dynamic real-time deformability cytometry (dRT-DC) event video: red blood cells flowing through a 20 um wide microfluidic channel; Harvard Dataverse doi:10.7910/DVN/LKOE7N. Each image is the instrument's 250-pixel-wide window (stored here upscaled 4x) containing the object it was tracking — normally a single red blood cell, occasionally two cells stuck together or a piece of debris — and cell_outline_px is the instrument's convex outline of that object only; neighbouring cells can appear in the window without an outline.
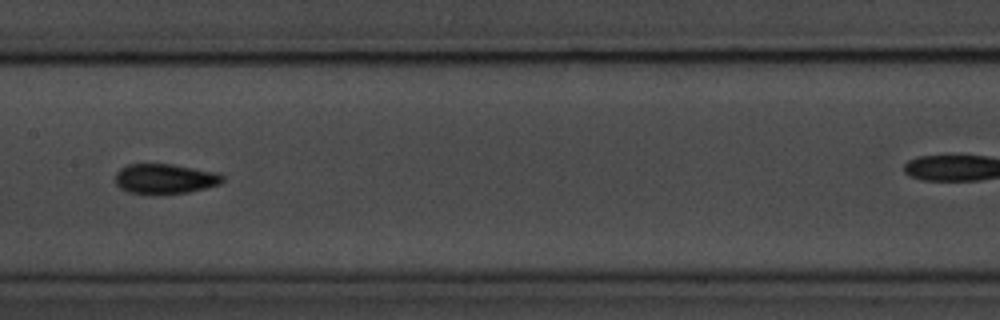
{"species": "common noctule bat (a hibernating species)", "species_latin": "Nyctalus noctula", "temperature_condition": "room temperature", "stored_images_in_passage": 10, "camera_frame_rate_fps": 3000, "um_per_image_px": 0.085, "animal": {"sex": "male", "body_mass_g": 20.1, "forearm_length_mm": 53.5}, "frame": {"image": 1, "passage_image": 7, "time_ms": 2.0, "image_size_px": [1000, 320], "cell_outline_px": [[224, 180], [220, 184], [188, 192], [164, 196], [128, 192], [120, 188], [116, 184], [116, 172], [120, 168], [128, 164], [172, 164], [216, 172], [224, 176]], "centroid_in_image_um": [14.0, 15.22], "position_along_channel_um": 193.4, "area_um2": 19.07}}